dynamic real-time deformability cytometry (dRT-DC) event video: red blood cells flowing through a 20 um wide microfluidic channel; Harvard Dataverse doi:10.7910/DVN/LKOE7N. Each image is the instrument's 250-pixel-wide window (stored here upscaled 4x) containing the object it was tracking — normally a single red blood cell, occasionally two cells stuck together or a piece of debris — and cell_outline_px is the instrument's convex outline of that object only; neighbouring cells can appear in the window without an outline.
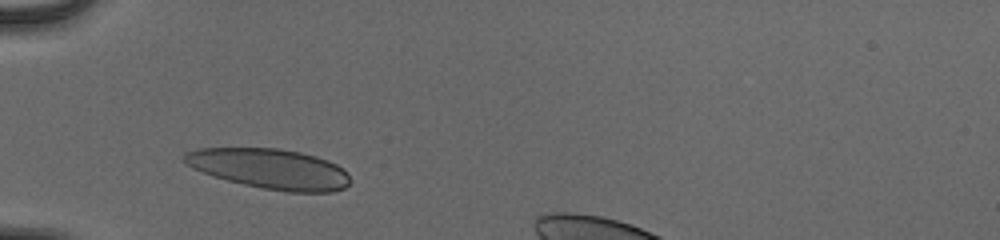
{"species": "human", "species_latin": "Homo sapiens", "temperature_condition": "cold", "stored_images_in_passage": 30, "camera_frame_rate_fps": 3000, "um_per_image_px": 0.085, "donor": {"sex": "male"}, "frame": {"image": 1, "passage_image": 2, "time_ms": 0.333, "image_size_px": [1000, 240], "cell_outline_px": [[352, 180], [344, 188], [332, 192], [288, 192], [264, 188], [244, 184], [212, 176], [192, 168], [184, 160], [184, 152], [200, 148], [280, 148], [300, 152], [316, 156], [328, 160], [344, 168], [348, 172]], "centroid_in_image_um": [22.98, 14.34], "position_along_channel_um": 62.0, "area_um2": 38.9}}
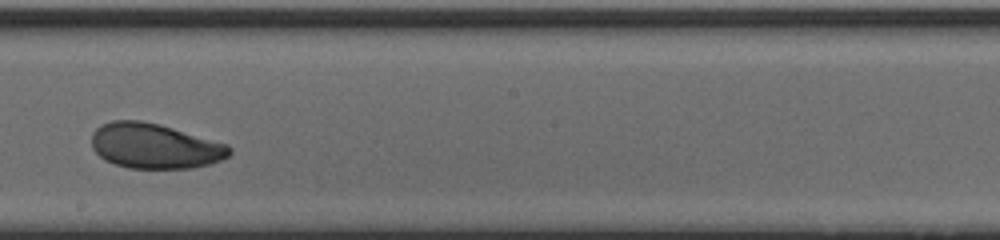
{"frame": {"image": 2, "passage_image": 16, "time_ms": 5.0, "image_size_px": [1000, 240], "cell_outline_px": [[232, 152], [228, 156], [220, 160], [208, 164], [192, 168], [128, 168], [104, 160], [92, 148], [92, 132], [100, 124], [112, 120], [140, 120], [160, 124], [228, 144], [232, 148]], "centroid_in_image_um": [13.14, 12.4], "position_along_channel_um": 235.1, "area_um2": 36.36}}
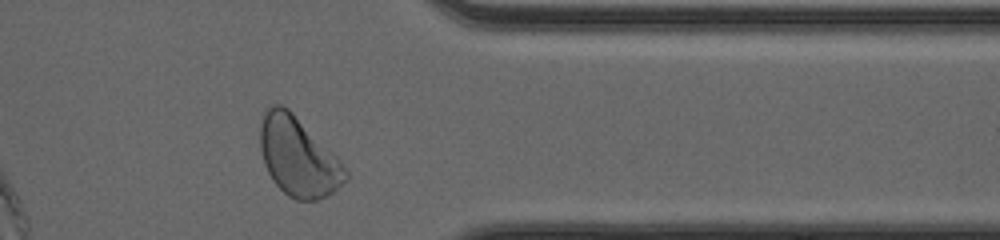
{"frame": {"image": 3, "passage_image": 28, "time_ms": 9.0, "image_size_px": [1000, 240], "cell_outline_px": [[348, 180], [332, 192], [316, 200], [296, 200], [288, 196], [272, 180], [264, 164], [260, 148], [260, 124], [264, 112], [268, 104], [280, 104], [288, 108], [340, 160], [348, 172]], "centroid_in_image_um": [25.32, 13.31], "position_along_channel_um": 386.1, "area_um2": 39.07}, "authors_computed_cell_mechanics": {"area_um2": 36.8475, "velocity_mm_per_s": 3.9133, "shape_relaxation_time_tau1_ms": 3.1398, "shape_relaxation_time_tau2_ms": 1.7968, "deformation_change_tau1": 0.1121, "deformation_change_tau2": 0.0677}}